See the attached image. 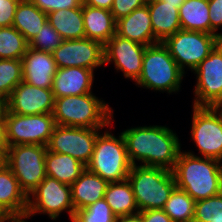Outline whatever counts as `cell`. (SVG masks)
Wrapping results in <instances>:
<instances>
[{
    "label": "cell",
    "mask_w": 222,
    "mask_h": 222,
    "mask_svg": "<svg viewBox=\"0 0 222 222\" xmlns=\"http://www.w3.org/2000/svg\"><path fill=\"white\" fill-rule=\"evenodd\" d=\"M57 66L52 53L27 49L22 57L23 81L35 87L52 89Z\"/></svg>",
    "instance_id": "cell-17"
},
{
    "label": "cell",
    "mask_w": 222,
    "mask_h": 222,
    "mask_svg": "<svg viewBox=\"0 0 222 222\" xmlns=\"http://www.w3.org/2000/svg\"><path fill=\"white\" fill-rule=\"evenodd\" d=\"M122 134L132 165H137V160L143 166L174 168L181 144L173 130L154 125L127 129Z\"/></svg>",
    "instance_id": "cell-1"
},
{
    "label": "cell",
    "mask_w": 222,
    "mask_h": 222,
    "mask_svg": "<svg viewBox=\"0 0 222 222\" xmlns=\"http://www.w3.org/2000/svg\"><path fill=\"white\" fill-rule=\"evenodd\" d=\"M85 169L86 165L68 154L46 151V176L63 184L71 186Z\"/></svg>",
    "instance_id": "cell-24"
},
{
    "label": "cell",
    "mask_w": 222,
    "mask_h": 222,
    "mask_svg": "<svg viewBox=\"0 0 222 222\" xmlns=\"http://www.w3.org/2000/svg\"><path fill=\"white\" fill-rule=\"evenodd\" d=\"M29 43L13 26L0 28V59H22Z\"/></svg>",
    "instance_id": "cell-30"
},
{
    "label": "cell",
    "mask_w": 222,
    "mask_h": 222,
    "mask_svg": "<svg viewBox=\"0 0 222 222\" xmlns=\"http://www.w3.org/2000/svg\"><path fill=\"white\" fill-rule=\"evenodd\" d=\"M101 128H86L56 125L47 150L68 154L87 165L92 157L94 145Z\"/></svg>",
    "instance_id": "cell-13"
},
{
    "label": "cell",
    "mask_w": 222,
    "mask_h": 222,
    "mask_svg": "<svg viewBox=\"0 0 222 222\" xmlns=\"http://www.w3.org/2000/svg\"><path fill=\"white\" fill-rule=\"evenodd\" d=\"M131 167L123 134L117 138L108 130L100 133L86 168L108 182H120L127 179Z\"/></svg>",
    "instance_id": "cell-6"
},
{
    "label": "cell",
    "mask_w": 222,
    "mask_h": 222,
    "mask_svg": "<svg viewBox=\"0 0 222 222\" xmlns=\"http://www.w3.org/2000/svg\"><path fill=\"white\" fill-rule=\"evenodd\" d=\"M10 217L0 208V222H6Z\"/></svg>",
    "instance_id": "cell-45"
},
{
    "label": "cell",
    "mask_w": 222,
    "mask_h": 222,
    "mask_svg": "<svg viewBox=\"0 0 222 222\" xmlns=\"http://www.w3.org/2000/svg\"><path fill=\"white\" fill-rule=\"evenodd\" d=\"M143 5H145L144 0H113L111 13L114 19L118 20Z\"/></svg>",
    "instance_id": "cell-36"
},
{
    "label": "cell",
    "mask_w": 222,
    "mask_h": 222,
    "mask_svg": "<svg viewBox=\"0 0 222 222\" xmlns=\"http://www.w3.org/2000/svg\"><path fill=\"white\" fill-rule=\"evenodd\" d=\"M116 34L144 46L155 44L148 5L145 4L116 20Z\"/></svg>",
    "instance_id": "cell-19"
},
{
    "label": "cell",
    "mask_w": 222,
    "mask_h": 222,
    "mask_svg": "<svg viewBox=\"0 0 222 222\" xmlns=\"http://www.w3.org/2000/svg\"><path fill=\"white\" fill-rule=\"evenodd\" d=\"M109 182L87 168L71 185L75 211L86 208L104 198Z\"/></svg>",
    "instance_id": "cell-21"
},
{
    "label": "cell",
    "mask_w": 222,
    "mask_h": 222,
    "mask_svg": "<svg viewBox=\"0 0 222 222\" xmlns=\"http://www.w3.org/2000/svg\"><path fill=\"white\" fill-rule=\"evenodd\" d=\"M7 112V99L0 95V118H5Z\"/></svg>",
    "instance_id": "cell-43"
},
{
    "label": "cell",
    "mask_w": 222,
    "mask_h": 222,
    "mask_svg": "<svg viewBox=\"0 0 222 222\" xmlns=\"http://www.w3.org/2000/svg\"><path fill=\"white\" fill-rule=\"evenodd\" d=\"M112 108L93 93L54 99L52 115L56 125L104 128L113 118Z\"/></svg>",
    "instance_id": "cell-3"
},
{
    "label": "cell",
    "mask_w": 222,
    "mask_h": 222,
    "mask_svg": "<svg viewBox=\"0 0 222 222\" xmlns=\"http://www.w3.org/2000/svg\"><path fill=\"white\" fill-rule=\"evenodd\" d=\"M20 0H0V28L13 25V19Z\"/></svg>",
    "instance_id": "cell-38"
},
{
    "label": "cell",
    "mask_w": 222,
    "mask_h": 222,
    "mask_svg": "<svg viewBox=\"0 0 222 222\" xmlns=\"http://www.w3.org/2000/svg\"><path fill=\"white\" fill-rule=\"evenodd\" d=\"M222 221V192L195 202L193 222Z\"/></svg>",
    "instance_id": "cell-33"
},
{
    "label": "cell",
    "mask_w": 222,
    "mask_h": 222,
    "mask_svg": "<svg viewBox=\"0 0 222 222\" xmlns=\"http://www.w3.org/2000/svg\"><path fill=\"white\" fill-rule=\"evenodd\" d=\"M143 222H173L163 209H152L140 212Z\"/></svg>",
    "instance_id": "cell-39"
},
{
    "label": "cell",
    "mask_w": 222,
    "mask_h": 222,
    "mask_svg": "<svg viewBox=\"0 0 222 222\" xmlns=\"http://www.w3.org/2000/svg\"><path fill=\"white\" fill-rule=\"evenodd\" d=\"M83 4L95 8L111 10L113 0H83Z\"/></svg>",
    "instance_id": "cell-41"
},
{
    "label": "cell",
    "mask_w": 222,
    "mask_h": 222,
    "mask_svg": "<svg viewBox=\"0 0 222 222\" xmlns=\"http://www.w3.org/2000/svg\"><path fill=\"white\" fill-rule=\"evenodd\" d=\"M178 13L182 30L210 34L208 0H186Z\"/></svg>",
    "instance_id": "cell-28"
},
{
    "label": "cell",
    "mask_w": 222,
    "mask_h": 222,
    "mask_svg": "<svg viewBox=\"0 0 222 222\" xmlns=\"http://www.w3.org/2000/svg\"><path fill=\"white\" fill-rule=\"evenodd\" d=\"M7 141L13 145L47 146L56 126L52 113L37 115H19L6 112Z\"/></svg>",
    "instance_id": "cell-11"
},
{
    "label": "cell",
    "mask_w": 222,
    "mask_h": 222,
    "mask_svg": "<svg viewBox=\"0 0 222 222\" xmlns=\"http://www.w3.org/2000/svg\"><path fill=\"white\" fill-rule=\"evenodd\" d=\"M166 3H169L171 5H177V8H179L186 0H162Z\"/></svg>",
    "instance_id": "cell-44"
},
{
    "label": "cell",
    "mask_w": 222,
    "mask_h": 222,
    "mask_svg": "<svg viewBox=\"0 0 222 222\" xmlns=\"http://www.w3.org/2000/svg\"><path fill=\"white\" fill-rule=\"evenodd\" d=\"M184 74L168 48L159 42L146 46L141 75L135 82L143 88L170 94L180 90Z\"/></svg>",
    "instance_id": "cell-5"
},
{
    "label": "cell",
    "mask_w": 222,
    "mask_h": 222,
    "mask_svg": "<svg viewBox=\"0 0 222 222\" xmlns=\"http://www.w3.org/2000/svg\"><path fill=\"white\" fill-rule=\"evenodd\" d=\"M145 1V4H151V3H155V2H158L160 0H144Z\"/></svg>",
    "instance_id": "cell-48"
},
{
    "label": "cell",
    "mask_w": 222,
    "mask_h": 222,
    "mask_svg": "<svg viewBox=\"0 0 222 222\" xmlns=\"http://www.w3.org/2000/svg\"><path fill=\"white\" fill-rule=\"evenodd\" d=\"M194 73L197 74V83L193 106L222 107V40L194 69Z\"/></svg>",
    "instance_id": "cell-12"
},
{
    "label": "cell",
    "mask_w": 222,
    "mask_h": 222,
    "mask_svg": "<svg viewBox=\"0 0 222 222\" xmlns=\"http://www.w3.org/2000/svg\"><path fill=\"white\" fill-rule=\"evenodd\" d=\"M195 202L184 190L175 187L165 202L163 211L173 222H192Z\"/></svg>",
    "instance_id": "cell-29"
},
{
    "label": "cell",
    "mask_w": 222,
    "mask_h": 222,
    "mask_svg": "<svg viewBox=\"0 0 222 222\" xmlns=\"http://www.w3.org/2000/svg\"><path fill=\"white\" fill-rule=\"evenodd\" d=\"M8 147L5 118H0V151L5 155Z\"/></svg>",
    "instance_id": "cell-40"
},
{
    "label": "cell",
    "mask_w": 222,
    "mask_h": 222,
    "mask_svg": "<svg viewBox=\"0 0 222 222\" xmlns=\"http://www.w3.org/2000/svg\"><path fill=\"white\" fill-rule=\"evenodd\" d=\"M22 81V59H0V95L7 99Z\"/></svg>",
    "instance_id": "cell-31"
},
{
    "label": "cell",
    "mask_w": 222,
    "mask_h": 222,
    "mask_svg": "<svg viewBox=\"0 0 222 222\" xmlns=\"http://www.w3.org/2000/svg\"><path fill=\"white\" fill-rule=\"evenodd\" d=\"M36 7L46 14L60 10L81 7L83 0H30Z\"/></svg>",
    "instance_id": "cell-35"
},
{
    "label": "cell",
    "mask_w": 222,
    "mask_h": 222,
    "mask_svg": "<svg viewBox=\"0 0 222 222\" xmlns=\"http://www.w3.org/2000/svg\"><path fill=\"white\" fill-rule=\"evenodd\" d=\"M171 171L176 187L184 190L195 201L207 199L222 192L221 161L180 151Z\"/></svg>",
    "instance_id": "cell-2"
},
{
    "label": "cell",
    "mask_w": 222,
    "mask_h": 222,
    "mask_svg": "<svg viewBox=\"0 0 222 222\" xmlns=\"http://www.w3.org/2000/svg\"><path fill=\"white\" fill-rule=\"evenodd\" d=\"M65 210L68 211L72 221L75 209L72 203L71 186L46 176L29 194L24 219L34 216L37 213H43L48 214L52 220H56L61 212Z\"/></svg>",
    "instance_id": "cell-10"
},
{
    "label": "cell",
    "mask_w": 222,
    "mask_h": 222,
    "mask_svg": "<svg viewBox=\"0 0 222 222\" xmlns=\"http://www.w3.org/2000/svg\"><path fill=\"white\" fill-rule=\"evenodd\" d=\"M47 21V14L36 7L30 0H20L17 5L13 27L16 28L29 43Z\"/></svg>",
    "instance_id": "cell-26"
},
{
    "label": "cell",
    "mask_w": 222,
    "mask_h": 222,
    "mask_svg": "<svg viewBox=\"0 0 222 222\" xmlns=\"http://www.w3.org/2000/svg\"><path fill=\"white\" fill-rule=\"evenodd\" d=\"M221 40L219 35L181 29L168 37L163 44L178 67L185 72V66L194 71Z\"/></svg>",
    "instance_id": "cell-8"
},
{
    "label": "cell",
    "mask_w": 222,
    "mask_h": 222,
    "mask_svg": "<svg viewBox=\"0 0 222 222\" xmlns=\"http://www.w3.org/2000/svg\"><path fill=\"white\" fill-rule=\"evenodd\" d=\"M104 199L116 217L132 215L139 212L128 179L120 182H109Z\"/></svg>",
    "instance_id": "cell-27"
},
{
    "label": "cell",
    "mask_w": 222,
    "mask_h": 222,
    "mask_svg": "<svg viewBox=\"0 0 222 222\" xmlns=\"http://www.w3.org/2000/svg\"><path fill=\"white\" fill-rule=\"evenodd\" d=\"M47 146L13 145L9 146L4 163L13 172L21 189L27 196L45 179V156Z\"/></svg>",
    "instance_id": "cell-7"
},
{
    "label": "cell",
    "mask_w": 222,
    "mask_h": 222,
    "mask_svg": "<svg viewBox=\"0 0 222 222\" xmlns=\"http://www.w3.org/2000/svg\"><path fill=\"white\" fill-rule=\"evenodd\" d=\"M62 41L63 39L61 35L50 25V22L47 20L43 24L41 30L29 42V48L52 53L61 45Z\"/></svg>",
    "instance_id": "cell-34"
},
{
    "label": "cell",
    "mask_w": 222,
    "mask_h": 222,
    "mask_svg": "<svg viewBox=\"0 0 222 222\" xmlns=\"http://www.w3.org/2000/svg\"><path fill=\"white\" fill-rule=\"evenodd\" d=\"M47 20L63 40L85 38L82 6L48 13Z\"/></svg>",
    "instance_id": "cell-25"
},
{
    "label": "cell",
    "mask_w": 222,
    "mask_h": 222,
    "mask_svg": "<svg viewBox=\"0 0 222 222\" xmlns=\"http://www.w3.org/2000/svg\"><path fill=\"white\" fill-rule=\"evenodd\" d=\"M117 222H143L140 212L132 215L118 217Z\"/></svg>",
    "instance_id": "cell-42"
},
{
    "label": "cell",
    "mask_w": 222,
    "mask_h": 222,
    "mask_svg": "<svg viewBox=\"0 0 222 222\" xmlns=\"http://www.w3.org/2000/svg\"><path fill=\"white\" fill-rule=\"evenodd\" d=\"M104 46L88 38L63 40L52 52L57 68L81 67L95 70L104 65Z\"/></svg>",
    "instance_id": "cell-14"
},
{
    "label": "cell",
    "mask_w": 222,
    "mask_h": 222,
    "mask_svg": "<svg viewBox=\"0 0 222 222\" xmlns=\"http://www.w3.org/2000/svg\"><path fill=\"white\" fill-rule=\"evenodd\" d=\"M116 217L103 198L86 208L75 211L72 222H117Z\"/></svg>",
    "instance_id": "cell-32"
},
{
    "label": "cell",
    "mask_w": 222,
    "mask_h": 222,
    "mask_svg": "<svg viewBox=\"0 0 222 222\" xmlns=\"http://www.w3.org/2000/svg\"><path fill=\"white\" fill-rule=\"evenodd\" d=\"M5 155L0 151V166L4 163Z\"/></svg>",
    "instance_id": "cell-47"
},
{
    "label": "cell",
    "mask_w": 222,
    "mask_h": 222,
    "mask_svg": "<svg viewBox=\"0 0 222 222\" xmlns=\"http://www.w3.org/2000/svg\"><path fill=\"white\" fill-rule=\"evenodd\" d=\"M54 109L52 89L20 82L7 98V112L19 115L49 114Z\"/></svg>",
    "instance_id": "cell-16"
},
{
    "label": "cell",
    "mask_w": 222,
    "mask_h": 222,
    "mask_svg": "<svg viewBox=\"0 0 222 222\" xmlns=\"http://www.w3.org/2000/svg\"><path fill=\"white\" fill-rule=\"evenodd\" d=\"M8 222H27V221L21 218H10Z\"/></svg>",
    "instance_id": "cell-46"
},
{
    "label": "cell",
    "mask_w": 222,
    "mask_h": 222,
    "mask_svg": "<svg viewBox=\"0 0 222 222\" xmlns=\"http://www.w3.org/2000/svg\"><path fill=\"white\" fill-rule=\"evenodd\" d=\"M85 38L100 42L103 46L116 34V20L111 10L82 4Z\"/></svg>",
    "instance_id": "cell-22"
},
{
    "label": "cell",
    "mask_w": 222,
    "mask_h": 222,
    "mask_svg": "<svg viewBox=\"0 0 222 222\" xmlns=\"http://www.w3.org/2000/svg\"><path fill=\"white\" fill-rule=\"evenodd\" d=\"M94 71L81 67L57 68L52 92L55 98L92 93Z\"/></svg>",
    "instance_id": "cell-18"
},
{
    "label": "cell",
    "mask_w": 222,
    "mask_h": 222,
    "mask_svg": "<svg viewBox=\"0 0 222 222\" xmlns=\"http://www.w3.org/2000/svg\"><path fill=\"white\" fill-rule=\"evenodd\" d=\"M145 49L146 46L115 34L104 45V64L114 62L125 78L136 81L141 75Z\"/></svg>",
    "instance_id": "cell-15"
},
{
    "label": "cell",
    "mask_w": 222,
    "mask_h": 222,
    "mask_svg": "<svg viewBox=\"0 0 222 222\" xmlns=\"http://www.w3.org/2000/svg\"><path fill=\"white\" fill-rule=\"evenodd\" d=\"M127 179L139 212L163 209L176 187L172 171L162 167L132 165Z\"/></svg>",
    "instance_id": "cell-4"
},
{
    "label": "cell",
    "mask_w": 222,
    "mask_h": 222,
    "mask_svg": "<svg viewBox=\"0 0 222 222\" xmlns=\"http://www.w3.org/2000/svg\"><path fill=\"white\" fill-rule=\"evenodd\" d=\"M210 34L219 35L222 39V33H217L219 27H222V0H208Z\"/></svg>",
    "instance_id": "cell-37"
},
{
    "label": "cell",
    "mask_w": 222,
    "mask_h": 222,
    "mask_svg": "<svg viewBox=\"0 0 222 222\" xmlns=\"http://www.w3.org/2000/svg\"><path fill=\"white\" fill-rule=\"evenodd\" d=\"M28 206V196L21 189L10 168L0 166V208L10 218L24 219Z\"/></svg>",
    "instance_id": "cell-20"
},
{
    "label": "cell",
    "mask_w": 222,
    "mask_h": 222,
    "mask_svg": "<svg viewBox=\"0 0 222 222\" xmlns=\"http://www.w3.org/2000/svg\"><path fill=\"white\" fill-rule=\"evenodd\" d=\"M191 137L202 157L222 162V107L193 106Z\"/></svg>",
    "instance_id": "cell-9"
},
{
    "label": "cell",
    "mask_w": 222,
    "mask_h": 222,
    "mask_svg": "<svg viewBox=\"0 0 222 222\" xmlns=\"http://www.w3.org/2000/svg\"><path fill=\"white\" fill-rule=\"evenodd\" d=\"M155 44L164 42L168 37L181 30L177 5L165 1L148 4Z\"/></svg>",
    "instance_id": "cell-23"
}]
</instances>
